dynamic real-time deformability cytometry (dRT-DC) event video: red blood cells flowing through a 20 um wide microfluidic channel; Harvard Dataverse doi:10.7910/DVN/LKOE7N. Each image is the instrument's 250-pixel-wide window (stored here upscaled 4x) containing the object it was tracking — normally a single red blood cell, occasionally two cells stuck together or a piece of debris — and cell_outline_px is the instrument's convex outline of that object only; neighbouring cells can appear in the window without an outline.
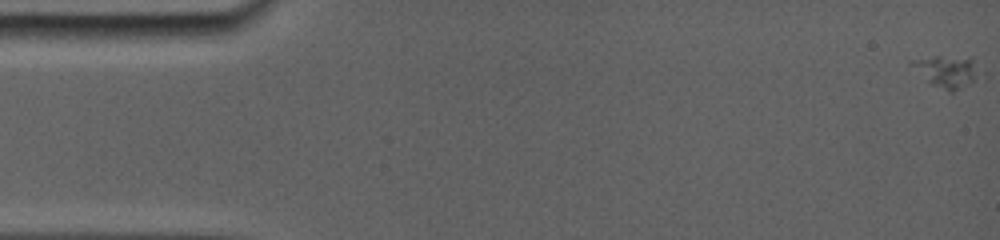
{"species": "common noctule bat (a hibernating species)", "species_latin": "Nyctalus noctula", "temperature_condition": "room temperature", "stored_images_in_passage": 71, "camera_frame_rate_fps": 5000, "um_per_image_px": 0.085, "animal": {"sex": "female", "body_mass_g": 19.0, "forearm_length_mm": 56.7}, "frame": {"image": 1, "passage_image": 1, "time_ms": 0.0, "image_size_px": [1000, 240], "cell_outline_px": [[980, 72], [972, 80], [952, 92], [948, 92], [928, 84], [908, 60], [932, 56], [940, 56], [972, 60]], "centroid_in_image_um": [80.39, 6.09], "position_along_channel_um": 4.6, "area_um2": 12.08}}
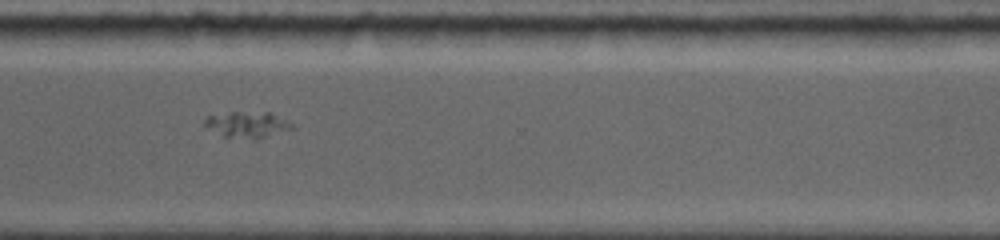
{"frame": {"image": 2, "passage_image": 49, "time_ms": 13.0, "image_size_px": [1000, 240], "cell_outline_px": [[296, 128], [256, 140], [252, 140], [224, 136], [204, 124], [204, 120], [208, 116], [232, 112], [272, 112], [296, 124]], "centroid_in_image_um": [21.15, 10.6], "position_along_channel_um": 349.4, "area_um2": 13.47}}
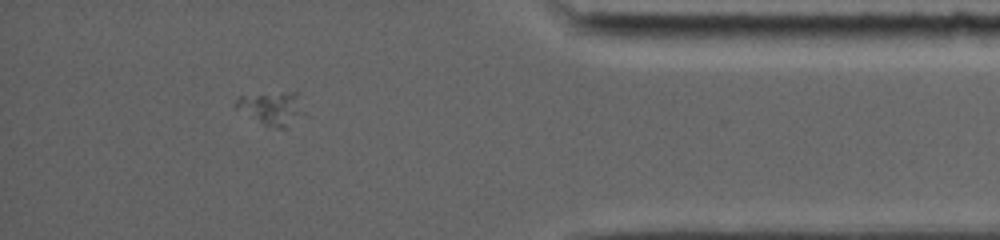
{"frame": {"image": 3, "passage_image": 59, "time_ms": 15.2, "image_size_px": [1000, 240], "cell_outline_px": [[300, 92], [296, 116], [288, 128], [276, 128], [264, 124], [232, 104], [240, 96], [284, 92]], "centroid_in_image_um": [23.03, 9.17], "position_along_channel_um": 412.2, "area_um2": 12.14}}